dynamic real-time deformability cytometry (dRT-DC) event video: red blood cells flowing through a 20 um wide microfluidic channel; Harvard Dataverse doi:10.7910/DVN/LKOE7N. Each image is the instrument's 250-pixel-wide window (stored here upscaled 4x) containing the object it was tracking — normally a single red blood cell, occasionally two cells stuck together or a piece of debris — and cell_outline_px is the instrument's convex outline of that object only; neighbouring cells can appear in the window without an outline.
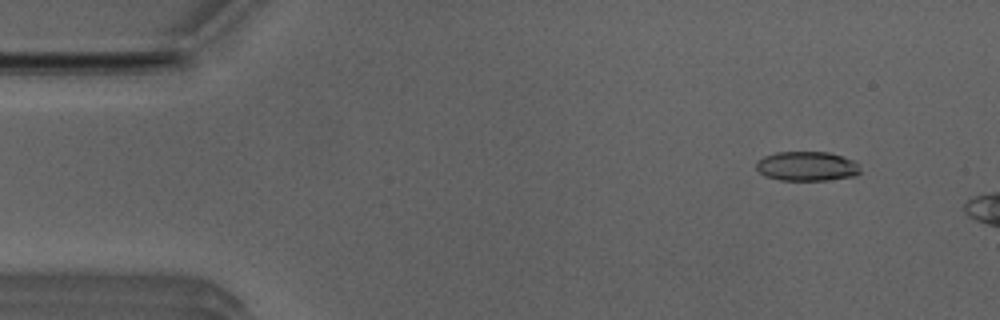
{"species": "Egyptian fruit bat (a non-hibernating species)", "species_latin": "Rousettus aegyptiacus", "temperature_condition": "room temperature", "stored_images_in_passage": 11, "camera_frame_rate_fps": 3000, "um_per_image_px": 0.085, "animal": {"sex": "male"}, "frame": {"image": 1, "passage_image": 5, "time_ms": 1.333, "image_size_px": [1000, 320], "cell_outline_px": [[860, 172], [856, 176], [828, 180], [780, 180], [764, 176], [756, 168], [756, 160], [764, 156], [776, 152], [828, 152], [852, 160], [860, 164]], "centroid_in_image_um": [68.58, 14.13], "position_along_channel_um": 16.4, "area_um2": 17.98}}